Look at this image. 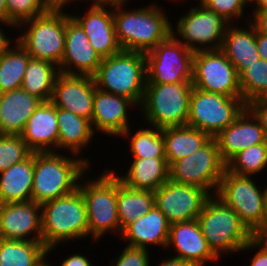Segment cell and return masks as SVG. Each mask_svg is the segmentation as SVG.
Instances as JSON below:
<instances>
[{
	"instance_id": "obj_35",
	"label": "cell",
	"mask_w": 267,
	"mask_h": 266,
	"mask_svg": "<svg viewBox=\"0 0 267 266\" xmlns=\"http://www.w3.org/2000/svg\"><path fill=\"white\" fill-rule=\"evenodd\" d=\"M241 97L246 104L267 99V60L259 58L239 74Z\"/></svg>"
},
{
	"instance_id": "obj_31",
	"label": "cell",
	"mask_w": 267,
	"mask_h": 266,
	"mask_svg": "<svg viewBox=\"0 0 267 266\" xmlns=\"http://www.w3.org/2000/svg\"><path fill=\"white\" fill-rule=\"evenodd\" d=\"M154 206V191L128 188L117 178V211L121 230L137 218L143 217Z\"/></svg>"
},
{
	"instance_id": "obj_24",
	"label": "cell",
	"mask_w": 267,
	"mask_h": 266,
	"mask_svg": "<svg viewBox=\"0 0 267 266\" xmlns=\"http://www.w3.org/2000/svg\"><path fill=\"white\" fill-rule=\"evenodd\" d=\"M42 102L22 88L0 93V134L21 135L27 120Z\"/></svg>"
},
{
	"instance_id": "obj_21",
	"label": "cell",
	"mask_w": 267,
	"mask_h": 266,
	"mask_svg": "<svg viewBox=\"0 0 267 266\" xmlns=\"http://www.w3.org/2000/svg\"><path fill=\"white\" fill-rule=\"evenodd\" d=\"M215 140L222 160L227 163L240 151L260 143H267V136L259 120L246 107L243 112L222 130Z\"/></svg>"
},
{
	"instance_id": "obj_38",
	"label": "cell",
	"mask_w": 267,
	"mask_h": 266,
	"mask_svg": "<svg viewBox=\"0 0 267 266\" xmlns=\"http://www.w3.org/2000/svg\"><path fill=\"white\" fill-rule=\"evenodd\" d=\"M31 153L21 135L0 134V173L25 160Z\"/></svg>"
},
{
	"instance_id": "obj_6",
	"label": "cell",
	"mask_w": 267,
	"mask_h": 266,
	"mask_svg": "<svg viewBox=\"0 0 267 266\" xmlns=\"http://www.w3.org/2000/svg\"><path fill=\"white\" fill-rule=\"evenodd\" d=\"M192 82L146 84L141 103L143 120L153 127L185 126L189 115Z\"/></svg>"
},
{
	"instance_id": "obj_8",
	"label": "cell",
	"mask_w": 267,
	"mask_h": 266,
	"mask_svg": "<svg viewBox=\"0 0 267 266\" xmlns=\"http://www.w3.org/2000/svg\"><path fill=\"white\" fill-rule=\"evenodd\" d=\"M95 180L78 184L86 207L89 235L94 240L107 232L122 233L117 211V177L112 170L100 174Z\"/></svg>"
},
{
	"instance_id": "obj_11",
	"label": "cell",
	"mask_w": 267,
	"mask_h": 266,
	"mask_svg": "<svg viewBox=\"0 0 267 266\" xmlns=\"http://www.w3.org/2000/svg\"><path fill=\"white\" fill-rule=\"evenodd\" d=\"M194 53L171 34L145 53L146 84L191 82Z\"/></svg>"
},
{
	"instance_id": "obj_45",
	"label": "cell",
	"mask_w": 267,
	"mask_h": 266,
	"mask_svg": "<svg viewBox=\"0 0 267 266\" xmlns=\"http://www.w3.org/2000/svg\"><path fill=\"white\" fill-rule=\"evenodd\" d=\"M91 263L86 256L77 253L63 260L60 266H93Z\"/></svg>"
},
{
	"instance_id": "obj_43",
	"label": "cell",
	"mask_w": 267,
	"mask_h": 266,
	"mask_svg": "<svg viewBox=\"0 0 267 266\" xmlns=\"http://www.w3.org/2000/svg\"><path fill=\"white\" fill-rule=\"evenodd\" d=\"M253 17L249 22L255 27L257 32L267 34V9L266 10H253Z\"/></svg>"
},
{
	"instance_id": "obj_46",
	"label": "cell",
	"mask_w": 267,
	"mask_h": 266,
	"mask_svg": "<svg viewBox=\"0 0 267 266\" xmlns=\"http://www.w3.org/2000/svg\"><path fill=\"white\" fill-rule=\"evenodd\" d=\"M256 44L260 58L267 60V34L256 31Z\"/></svg>"
},
{
	"instance_id": "obj_41",
	"label": "cell",
	"mask_w": 267,
	"mask_h": 266,
	"mask_svg": "<svg viewBox=\"0 0 267 266\" xmlns=\"http://www.w3.org/2000/svg\"><path fill=\"white\" fill-rule=\"evenodd\" d=\"M149 249L125 246L113 266H150Z\"/></svg>"
},
{
	"instance_id": "obj_32",
	"label": "cell",
	"mask_w": 267,
	"mask_h": 266,
	"mask_svg": "<svg viewBox=\"0 0 267 266\" xmlns=\"http://www.w3.org/2000/svg\"><path fill=\"white\" fill-rule=\"evenodd\" d=\"M59 73L56 64L30 58L21 88L43 102L50 101L54 83Z\"/></svg>"
},
{
	"instance_id": "obj_7",
	"label": "cell",
	"mask_w": 267,
	"mask_h": 266,
	"mask_svg": "<svg viewBox=\"0 0 267 266\" xmlns=\"http://www.w3.org/2000/svg\"><path fill=\"white\" fill-rule=\"evenodd\" d=\"M26 27L16 40L33 59L49 61L59 66L65 50L66 12L48 10L17 29ZM29 28V29H28Z\"/></svg>"
},
{
	"instance_id": "obj_49",
	"label": "cell",
	"mask_w": 267,
	"mask_h": 266,
	"mask_svg": "<svg viewBox=\"0 0 267 266\" xmlns=\"http://www.w3.org/2000/svg\"><path fill=\"white\" fill-rule=\"evenodd\" d=\"M70 1L74 0H42L48 10H63L65 8L63 6L67 5Z\"/></svg>"
},
{
	"instance_id": "obj_22",
	"label": "cell",
	"mask_w": 267,
	"mask_h": 266,
	"mask_svg": "<svg viewBox=\"0 0 267 266\" xmlns=\"http://www.w3.org/2000/svg\"><path fill=\"white\" fill-rule=\"evenodd\" d=\"M168 247H174L177 251L178 254L173 257L190 262L193 266H204L209 261L219 259L210 249L197 219L170 224Z\"/></svg>"
},
{
	"instance_id": "obj_42",
	"label": "cell",
	"mask_w": 267,
	"mask_h": 266,
	"mask_svg": "<svg viewBox=\"0 0 267 266\" xmlns=\"http://www.w3.org/2000/svg\"><path fill=\"white\" fill-rule=\"evenodd\" d=\"M247 108L259 120L267 136V99H258L247 104Z\"/></svg>"
},
{
	"instance_id": "obj_51",
	"label": "cell",
	"mask_w": 267,
	"mask_h": 266,
	"mask_svg": "<svg viewBox=\"0 0 267 266\" xmlns=\"http://www.w3.org/2000/svg\"><path fill=\"white\" fill-rule=\"evenodd\" d=\"M254 230H267V186L265 193V205L261 223Z\"/></svg>"
},
{
	"instance_id": "obj_18",
	"label": "cell",
	"mask_w": 267,
	"mask_h": 266,
	"mask_svg": "<svg viewBox=\"0 0 267 266\" xmlns=\"http://www.w3.org/2000/svg\"><path fill=\"white\" fill-rule=\"evenodd\" d=\"M0 235L8 240L42 242L41 205L32 200L0 204Z\"/></svg>"
},
{
	"instance_id": "obj_53",
	"label": "cell",
	"mask_w": 267,
	"mask_h": 266,
	"mask_svg": "<svg viewBox=\"0 0 267 266\" xmlns=\"http://www.w3.org/2000/svg\"><path fill=\"white\" fill-rule=\"evenodd\" d=\"M0 21L7 24V9L5 0H0Z\"/></svg>"
},
{
	"instance_id": "obj_44",
	"label": "cell",
	"mask_w": 267,
	"mask_h": 266,
	"mask_svg": "<svg viewBox=\"0 0 267 266\" xmlns=\"http://www.w3.org/2000/svg\"><path fill=\"white\" fill-rule=\"evenodd\" d=\"M256 247L260 248L254 257L252 258V262L249 266H267V252H265L261 247H259L253 240L248 242L241 251L252 250Z\"/></svg>"
},
{
	"instance_id": "obj_25",
	"label": "cell",
	"mask_w": 267,
	"mask_h": 266,
	"mask_svg": "<svg viewBox=\"0 0 267 266\" xmlns=\"http://www.w3.org/2000/svg\"><path fill=\"white\" fill-rule=\"evenodd\" d=\"M170 223L165 215L154 206L143 217L127 225L121 237L128 242L127 246L149 249L148 246L157 245L166 248L168 243ZM148 245V246H147Z\"/></svg>"
},
{
	"instance_id": "obj_17",
	"label": "cell",
	"mask_w": 267,
	"mask_h": 266,
	"mask_svg": "<svg viewBox=\"0 0 267 266\" xmlns=\"http://www.w3.org/2000/svg\"><path fill=\"white\" fill-rule=\"evenodd\" d=\"M96 83L92 76L59 73L50 101L91 122Z\"/></svg>"
},
{
	"instance_id": "obj_1",
	"label": "cell",
	"mask_w": 267,
	"mask_h": 266,
	"mask_svg": "<svg viewBox=\"0 0 267 266\" xmlns=\"http://www.w3.org/2000/svg\"><path fill=\"white\" fill-rule=\"evenodd\" d=\"M66 156L59 152H34L33 202L42 205L69 195L78 188L79 180H84L83 174L91 166L88 158Z\"/></svg>"
},
{
	"instance_id": "obj_12",
	"label": "cell",
	"mask_w": 267,
	"mask_h": 266,
	"mask_svg": "<svg viewBox=\"0 0 267 266\" xmlns=\"http://www.w3.org/2000/svg\"><path fill=\"white\" fill-rule=\"evenodd\" d=\"M176 24V32L172 26L171 34L194 52L220 50L226 27L229 25L220 15L202 4L190 7L189 12L181 16ZM176 35L183 40H179Z\"/></svg>"
},
{
	"instance_id": "obj_33",
	"label": "cell",
	"mask_w": 267,
	"mask_h": 266,
	"mask_svg": "<svg viewBox=\"0 0 267 266\" xmlns=\"http://www.w3.org/2000/svg\"><path fill=\"white\" fill-rule=\"evenodd\" d=\"M48 254L43 242L3 239L0 266H36Z\"/></svg>"
},
{
	"instance_id": "obj_3",
	"label": "cell",
	"mask_w": 267,
	"mask_h": 266,
	"mask_svg": "<svg viewBox=\"0 0 267 266\" xmlns=\"http://www.w3.org/2000/svg\"><path fill=\"white\" fill-rule=\"evenodd\" d=\"M41 220L42 242L48 254L62 242L89 236L87 207L78 188L69 195L43 203Z\"/></svg>"
},
{
	"instance_id": "obj_20",
	"label": "cell",
	"mask_w": 267,
	"mask_h": 266,
	"mask_svg": "<svg viewBox=\"0 0 267 266\" xmlns=\"http://www.w3.org/2000/svg\"><path fill=\"white\" fill-rule=\"evenodd\" d=\"M136 104L122 96L95 89L93 114L91 126L93 131L105 133L109 136H120L128 138L130 125L128 121V108ZM95 126V127H94ZM95 128V129H94Z\"/></svg>"
},
{
	"instance_id": "obj_29",
	"label": "cell",
	"mask_w": 267,
	"mask_h": 266,
	"mask_svg": "<svg viewBox=\"0 0 267 266\" xmlns=\"http://www.w3.org/2000/svg\"><path fill=\"white\" fill-rule=\"evenodd\" d=\"M58 122V150H69L73 156H79L82 149L92 141L96 131H93L91 122L72 112L56 108Z\"/></svg>"
},
{
	"instance_id": "obj_16",
	"label": "cell",
	"mask_w": 267,
	"mask_h": 266,
	"mask_svg": "<svg viewBox=\"0 0 267 266\" xmlns=\"http://www.w3.org/2000/svg\"><path fill=\"white\" fill-rule=\"evenodd\" d=\"M82 27L66 13L65 50L59 72L69 75L94 76L101 63ZM77 70V71H76Z\"/></svg>"
},
{
	"instance_id": "obj_28",
	"label": "cell",
	"mask_w": 267,
	"mask_h": 266,
	"mask_svg": "<svg viewBox=\"0 0 267 266\" xmlns=\"http://www.w3.org/2000/svg\"><path fill=\"white\" fill-rule=\"evenodd\" d=\"M34 152L0 173V204L31 201Z\"/></svg>"
},
{
	"instance_id": "obj_37",
	"label": "cell",
	"mask_w": 267,
	"mask_h": 266,
	"mask_svg": "<svg viewBox=\"0 0 267 266\" xmlns=\"http://www.w3.org/2000/svg\"><path fill=\"white\" fill-rule=\"evenodd\" d=\"M141 128L130 138L133 158H166L162 129Z\"/></svg>"
},
{
	"instance_id": "obj_48",
	"label": "cell",
	"mask_w": 267,
	"mask_h": 266,
	"mask_svg": "<svg viewBox=\"0 0 267 266\" xmlns=\"http://www.w3.org/2000/svg\"><path fill=\"white\" fill-rule=\"evenodd\" d=\"M0 23H1L0 24V55H1L11 46L10 42L12 41V39H9V37L7 38L6 33H4V29L3 30L1 29L2 28L1 25L3 23V25L5 24V25L10 26L12 28H14V27H13V25L6 24L2 21H0Z\"/></svg>"
},
{
	"instance_id": "obj_9",
	"label": "cell",
	"mask_w": 267,
	"mask_h": 266,
	"mask_svg": "<svg viewBox=\"0 0 267 266\" xmlns=\"http://www.w3.org/2000/svg\"><path fill=\"white\" fill-rule=\"evenodd\" d=\"M247 107L242 97H230L193 87L190 94L188 126L215 138L232 124Z\"/></svg>"
},
{
	"instance_id": "obj_55",
	"label": "cell",
	"mask_w": 267,
	"mask_h": 266,
	"mask_svg": "<svg viewBox=\"0 0 267 266\" xmlns=\"http://www.w3.org/2000/svg\"><path fill=\"white\" fill-rule=\"evenodd\" d=\"M47 259L44 258L42 261H40L36 266H50L47 261Z\"/></svg>"
},
{
	"instance_id": "obj_15",
	"label": "cell",
	"mask_w": 267,
	"mask_h": 266,
	"mask_svg": "<svg viewBox=\"0 0 267 266\" xmlns=\"http://www.w3.org/2000/svg\"><path fill=\"white\" fill-rule=\"evenodd\" d=\"M154 196L155 206L173 224L197 219L211 195L199 187L168 180L154 191Z\"/></svg>"
},
{
	"instance_id": "obj_52",
	"label": "cell",
	"mask_w": 267,
	"mask_h": 266,
	"mask_svg": "<svg viewBox=\"0 0 267 266\" xmlns=\"http://www.w3.org/2000/svg\"><path fill=\"white\" fill-rule=\"evenodd\" d=\"M92 1L95 4L114 6V5H125L126 3H128L129 0H92ZM92 1L90 0V2Z\"/></svg>"
},
{
	"instance_id": "obj_26",
	"label": "cell",
	"mask_w": 267,
	"mask_h": 266,
	"mask_svg": "<svg viewBox=\"0 0 267 266\" xmlns=\"http://www.w3.org/2000/svg\"><path fill=\"white\" fill-rule=\"evenodd\" d=\"M246 26L248 28H239V26L229 24L226 27L221 47L226 58L236 68L238 75L260 58L256 44V29L249 20Z\"/></svg>"
},
{
	"instance_id": "obj_5",
	"label": "cell",
	"mask_w": 267,
	"mask_h": 266,
	"mask_svg": "<svg viewBox=\"0 0 267 266\" xmlns=\"http://www.w3.org/2000/svg\"><path fill=\"white\" fill-rule=\"evenodd\" d=\"M197 221L210 249L218 258L221 253L241 252L252 240V232L238 214L216 195H211L205 202Z\"/></svg>"
},
{
	"instance_id": "obj_50",
	"label": "cell",
	"mask_w": 267,
	"mask_h": 266,
	"mask_svg": "<svg viewBox=\"0 0 267 266\" xmlns=\"http://www.w3.org/2000/svg\"><path fill=\"white\" fill-rule=\"evenodd\" d=\"M158 266H193L190 262L184 261L181 258L169 257L168 259L160 262Z\"/></svg>"
},
{
	"instance_id": "obj_4",
	"label": "cell",
	"mask_w": 267,
	"mask_h": 266,
	"mask_svg": "<svg viewBox=\"0 0 267 266\" xmlns=\"http://www.w3.org/2000/svg\"><path fill=\"white\" fill-rule=\"evenodd\" d=\"M93 78L98 89L126 97L140 107L147 82L145 53L121 50L103 58Z\"/></svg>"
},
{
	"instance_id": "obj_34",
	"label": "cell",
	"mask_w": 267,
	"mask_h": 266,
	"mask_svg": "<svg viewBox=\"0 0 267 266\" xmlns=\"http://www.w3.org/2000/svg\"><path fill=\"white\" fill-rule=\"evenodd\" d=\"M30 58L17 40L0 55V93L21 88Z\"/></svg>"
},
{
	"instance_id": "obj_23",
	"label": "cell",
	"mask_w": 267,
	"mask_h": 266,
	"mask_svg": "<svg viewBox=\"0 0 267 266\" xmlns=\"http://www.w3.org/2000/svg\"><path fill=\"white\" fill-rule=\"evenodd\" d=\"M58 136L56 107L51 101L42 102L27 120L21 137L32 152H57Z\"/></svg>"
},
{
	"instance_id": "obj_10",
	"label": "cell",
	"mask_w": 267,
	"mask_h": 266,
	"mask_svg": "<svg viewBox=\"0 0 267 266\" xmlns=\"http://www.w3.org/2000/svg\"><path fill=\"white\" fill-rule=\"evenodd\" d=\"M225 170L226 163L221 158L218 144L215 138H211L199 150L172 163L169 166V180L199 187L210 195H216Z\"/></svg>"
},
{
	"instance_id": "obj_47",
	"label": "cell",
	"mask_w": 267,
	"mask_h": 266,
	"mask_svg": "<svg viewBox=\"0 0 267 266\" xmlns=\"http://www.w3.org/2000/svg\"><path fill=\"white\" fill-rule=\"evenodd\" d=\"M252 240L267 252V230H253Z\"/></svg>"
},
{
	"instance_id": "obj_14",
	"label": "cell",
	"mask_w": 267,
	"mask_h": 266,
	"mask_svg": "<svg viewBox=\"0 0 267 266\" xmlns=\"http://www.w3.org/2000/svg\"><path fill=\"white\" fill-rule=\"evenodd\" d=\"M254 182L252 177L225 170L216 192V196L238 214L251 232L261 223L266 193V187L262 191Z\"/></svg>"
},
{
	"instance_id": "obj_27",
	"label": "cell",
	"mask_w": 267,
	"mask_h": 266,
	"mask_svg": "<svg viewBox=\"0 0 267 266\" xmlns=\"http://www.w3.org/2000/svg\"><path fill=\"white\" fill-rule=\"evenodd\" d=\"M127 175H118L120 182L128 188L156 191L169 180V166L166 158H133Z\"/></svg>"
},
{
	"instance_id": "obj_40",
	"label": "cell",
	"mask_w": 267,
	"mask_h": 266,
	"mask_svg": "<svg viewBox=\"0 0 267 266\" xmlns=\"http://www.w3.org/2000/svg\"><path fill=\"white\" fill-rule=\"evenodd\" d=\"M199 4L204 5L207 9L214 11L225 19L229 24L236 18L243 16V10L246 8L249 0H199ZM231 22V23H230Z\"/></svg>"
},
{
	"instance_id": "obj_36",
	"label": "cell",
	"mask_w": 267,
	"mask_h": 266,
	"mask_svg": "<svg viewBox=\"0 0 267 266\" xmlns=\"http://www.w3.org/2000/svg\"><path fill=\"white\" fill-rule=\"evenodd\" d=\"M266 167L267 143H260L246 148L226 163L227 171L248 177L261 173Z\"/></svg>"
},
{
	"instance_id": "obj_39",
	"label": "cell",
	"mask_w": 267,
	"mask_h": 266,
	"mask_svg": "<svg viewBox=\"0 0 267 266\" xmlns=\"http://www.w3.org/2000/svg\"><path fill=\"white\" fill-rule=\"evenodd\" d=\"M7 9V24L18 27L48 11L42 0H5Z\"/></svg>"
},
{
	"instance_id": "obj_13",
	"label": "cell",
	"mask_w": 267,
	"mask_h": 266,
	"mask_svg": "<svg viewBox=\"0 0 267 266\" xmlns=\"http://www.w3.org/2000/svg\"><path fill=\"white\" fill-rule=\"evenodd\" d=\"M191 82L199 90L241 97L237 70L221 49L194 53Z\"/></svg>"
},
{
	"instance_id": "obj_54",
	"label": "cell",
	"mask_w": 267,
	"mask_h": 266,
	"mask_svg": "<svg viewBox=\"0 0 267 266\" xmlns=\"http://www.w3.org/2000/svg\"><path fill=\"white\" fill-rule=\"evenodd\" d=\"M253 4L255 2L256 8L254 10H266L267 9V0H251L250 2Z\"/></svg>"
},
{
	"instance_id": "obj_19",
	"label": "cell",
	"mask_w": 267,
	"mask_h": 266,
	"mask_svg": "<svg viewBox=\"0 0 267 266\" xmlns=\"http://www.w3.org/2000/svg\"><path fill=\"white\" fill-rule=\"evenodd\" d=\"M85 15L71 17L82 27L88 40L101 59L120 52L113 21V6L91 3ZM111 10H108V8ZM75 15V16H74Z\"/></svg>"
},
{
	"instance_id": "obj_56",
	"label": "cell",
	"mask_w": 267,
	"mask_h": 266,
	"mask_svg": "<svg viewBox=\"0 0 267 266\" xmlns=\"http://www.w3.org/2000/svg\"><path fill=\"white\" fill-rule=\"evenodd\" d=\"M3 238L2 236L0 235V246H1V242H2Z\"/></svg>"
},
{
	"instance_id": "obj_30",
	"label": "cell",
	"mask_w": 267,
	"mask_h": 266,
	"mask_svg": "<svg viewBox=\"0 0 267 266\" xmlns=\"http://www.w3.org/2000/svg\"><path fill=\"white\" fill-rule=\"evenodd\" d=\"M168 166L204 146L211 137L204 131L185 125L162 129Z\"/></svg>"
},
{
	"instance_id": "obj_2",
	"label": "cell",
	"mask_w": 267,
	"mask_h": 266,
	"mask_svg": "<svg viewBox=\"0 0 267 266\" xmlns=\"http://www.w3.org/2000/svg\"><path fill=\"white\" fill-rule=\"evenodd\" d=\"M125 6H113L116 37L122 50L147 53L171 35L169 17L157 3L128 11Z\"/></svg>"
}]
</instances>
